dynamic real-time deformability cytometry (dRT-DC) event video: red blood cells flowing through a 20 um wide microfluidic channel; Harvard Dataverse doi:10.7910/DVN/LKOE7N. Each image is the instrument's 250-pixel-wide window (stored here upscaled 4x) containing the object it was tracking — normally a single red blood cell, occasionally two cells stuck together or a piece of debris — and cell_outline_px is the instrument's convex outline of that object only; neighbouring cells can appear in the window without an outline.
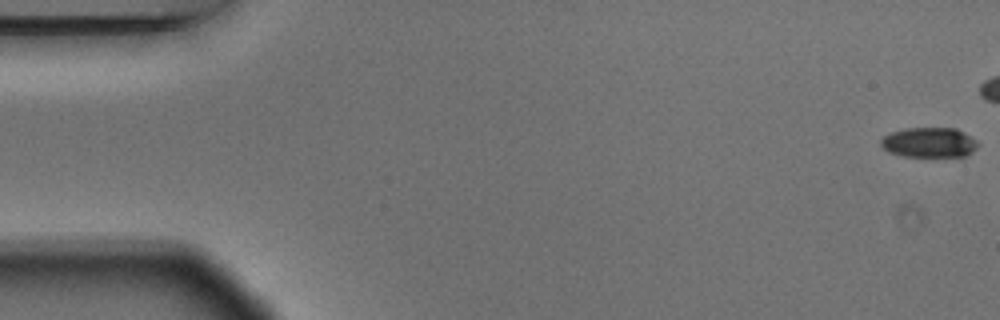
{"species": "Egyptian fruit bat (a non-hibernating species)", "species_latin": "Rousettus aegyptiacus", "temperature_condition": "warm", "stored_images_in_passage": 3, "camera_frame_rate_fps": 3000, "um_per_image_px": 0.085, "animal": {"sex": "male"}, "frame": {"image": 1, "passage_image": 1, "time_ms": 0.0, "image_size_px": [1000, 320], "cell_outline_px": [[980, 144], [972, 152], [964, 156], [904, 156], [888, 152], [880, 144], [880, 140], [884, 136], [892, 132], [904, 128], [956, 128], [964, 132], [976, 140]], "centroid_in_image_um": [78.98, 12.1], "position_along_channel_um": 6.0, "area_um2": 16.94}}